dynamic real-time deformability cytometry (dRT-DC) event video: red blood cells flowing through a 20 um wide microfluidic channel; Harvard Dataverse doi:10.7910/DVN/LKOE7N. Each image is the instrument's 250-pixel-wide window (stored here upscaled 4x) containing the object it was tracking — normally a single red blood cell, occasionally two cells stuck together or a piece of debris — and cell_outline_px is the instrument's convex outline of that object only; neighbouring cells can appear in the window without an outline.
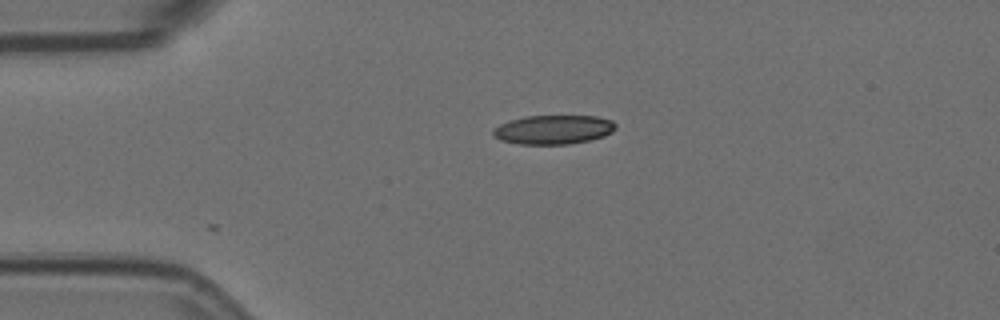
{"species": "Egyptian fruit bat (a non-hibernating species)", "species_latin": "Rousettus aegyptiacus", "temperature_condition": "room temperature", "stored_images_in_passage": 9, "camera_frame_rate_fps": 3000, "um_per_image_px": 0.085, "animal": {"sex": "female"}, "frame": {"image": 1, "passage_image": 1, "time_ms": 0.0, "image_size_px": [1000, 320], "cell_outline_px": [[616, 128], [612, 132], [604, 136], [588, 140], [568, 144], [520, 144], [500, 140], [492, 136], [492, 132], [500, 124], [508, 120], [524, 116], [596, 116], [612, 120], [616, 124]], "centroid_in_image_um": [47.03, 11.01], "position_along_channel_um": 38.0, "area_um2": 20.81}}
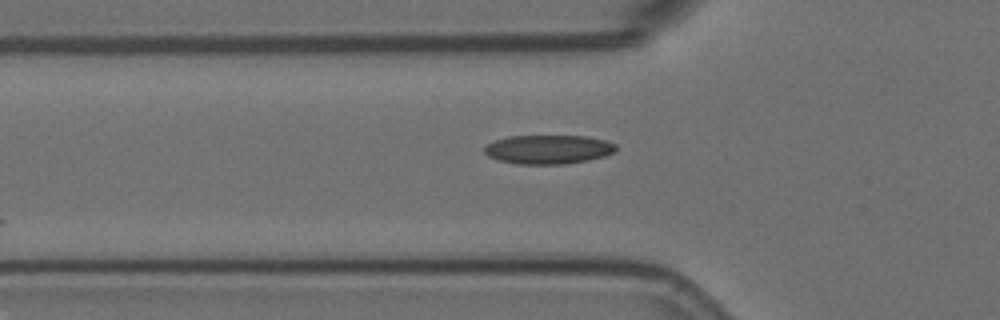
{"frame": {"image": 2, "passage_image": 7, "time_ms": 2.0, "image_size_px": [1000, 320], "cell_outline_px": [[616, 152], [604, 156], [588, 160], [564, 164], [516, 164], [496, 160], [488, 156], [484, 152], [484, 148], [488, 144], [496, 140], [508, 136], [584, 136], [604, 140], [616, 144]], "centroid_in_image_um": [46.6, 12.7], "position_along_channel_um": 79.2, "area_um2": 22.25}}